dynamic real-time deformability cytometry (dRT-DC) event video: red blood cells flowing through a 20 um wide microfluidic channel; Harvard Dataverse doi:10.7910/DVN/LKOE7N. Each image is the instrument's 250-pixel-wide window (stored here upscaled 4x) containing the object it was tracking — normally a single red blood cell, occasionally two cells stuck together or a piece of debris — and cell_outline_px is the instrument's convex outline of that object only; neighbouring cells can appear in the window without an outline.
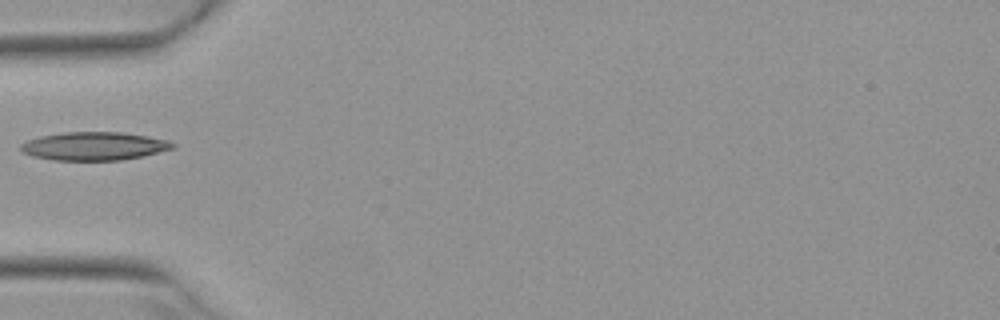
{"species": "Egyptian fruit bat (a non-hibernating species)", "species_latin": "Rousettus aegyptiacus", "temperature_condition": "warm", "stored_images_in_passage": 5, "camera_frame_rate_fps": 3000, "um_per_image_px": 0.085, "animal": {"sex": "female"}, "frame": {"image": 1, "passage_image": 4, "time_ms": 1.0, "image_size_px": [1000, 320], "cell_outline_px": [[176, 148], [144, 156], [120, 160], [52, 160], [32, 156], [24, 152], [20, 148], [20, 144], [28, 140], [40, 136], [64, 132], [124, 132], [148, 136], [168, 140], [176, 144]], "centroid_in_image_um": [8.04, 12.42], "position_along_channel_um": 77.0, "area_um2": 25.2}}